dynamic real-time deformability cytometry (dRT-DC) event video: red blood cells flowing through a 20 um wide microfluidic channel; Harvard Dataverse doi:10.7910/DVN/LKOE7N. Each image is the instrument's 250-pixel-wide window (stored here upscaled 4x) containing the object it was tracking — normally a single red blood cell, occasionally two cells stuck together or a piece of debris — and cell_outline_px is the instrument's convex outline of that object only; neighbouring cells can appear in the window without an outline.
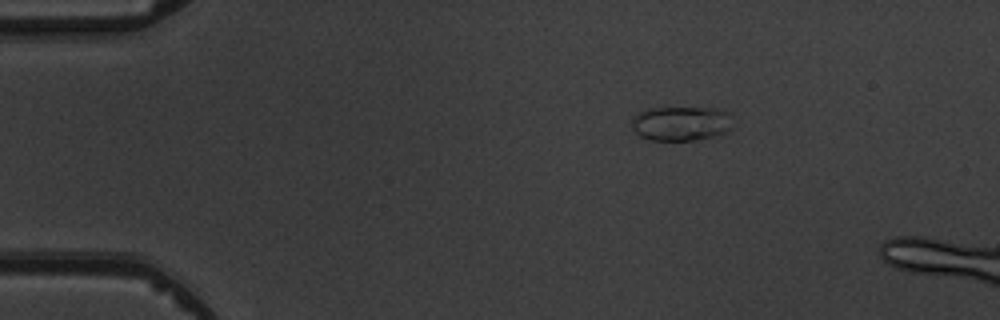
{"species": "common noctule bat (a hibernating species)", "species_latin": "Nyctalus noctula", "temperature_condition": "warm", "stored_images_in_passage": 3, "camera_frame_rate_fps": 3000, "um_per_image_px": 0.085, "animal": {"sex": "male", "body_mass_g": 19.5, "forearm_length_mm": 54.6}, "frame": {"image": 1, "passage_image": 1, "time_ms": 0.0, "image_size_px": [1000, 320], "cell_outline_px": [[732, 128], [724, 132], [712, 136], [696, 140], [652, 140], [640, 136], [632, 128], [632, 116], [636, 112], [644, 108], [720, 108], [732, 112]], "centroid_in_image_um": [57.9, 10.47], "position_along_channel_um": 27.1, "area_um2": 20.69}}